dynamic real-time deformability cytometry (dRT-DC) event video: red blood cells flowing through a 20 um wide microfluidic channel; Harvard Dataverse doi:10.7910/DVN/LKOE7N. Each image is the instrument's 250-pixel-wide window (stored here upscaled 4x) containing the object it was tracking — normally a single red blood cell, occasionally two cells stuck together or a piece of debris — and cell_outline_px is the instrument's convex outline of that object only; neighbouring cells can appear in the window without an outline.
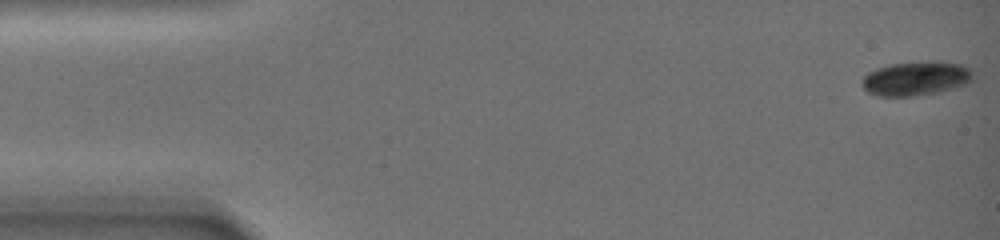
{"species": "common noctule bat (a hibernating species)", "species_latin": "Nyctalus noctula", "temperature_condition": "warm", "stored_images_in_passage": 99, "camera_frame_rate_fps": 3000, "um_per_image_px": 0.085, "animal": {"sex": "female", "body_mass_g": 19.0, "forearm_length_mm": 51.5}, "frame": {"image": 1, "passage_image": 1, "time_ms": 0.0, "image_size_px": [1000, 240], "cell_outline_px": [[972, 80], [964, 84], [940, 92], [908, 96], [880, 96], [868, 92], [860, 84], [860, 80], [868, 72], [876, 68], [892, 64], [960, 64], [968, 68], [972, 72]], "centroid_in_image_um": [77.76, 6.72], "position_along_channel_um": 7.2, "area_um2": 21.04}}
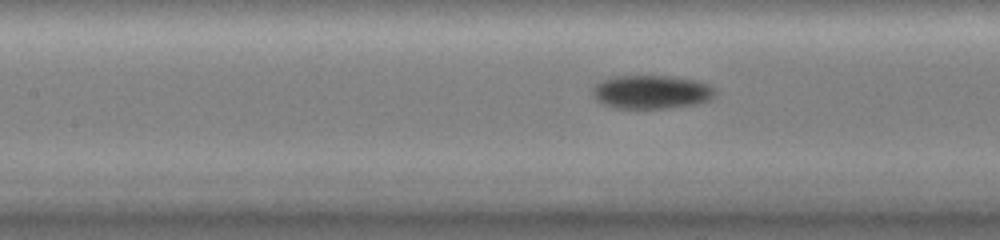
{"frame": {"image": 2, "passage_image": 42, "time_ms": 10.333, "image_size_px": [1000, 240], "cell_outline_px": [[712, 96], [708, 100], [696, 104], [668, 108], [616, 108], [604, 104], [596, 100], [592, 92], [592, 88], [596, 84], [612, 76], [672, 76], [696, 80], [708, 84], [712, 88]], "centroid_in_image_um": [55.32, 7.81], "position_along_channel_um": 152.1, "area_um2": 23.76}}
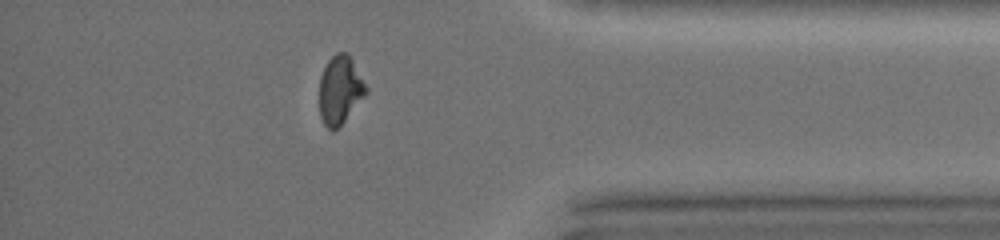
{"frame": {"image": 3, "passage_image": 82, "time_ms": 20.333, "image_size_px": [1000, 240], "cell_outline_px": [[368, 92], [344, 120], [332, 132], [324, 124], [320, 116], [320, 76], [328, 60], [336, 52], [344, 52], [352, 60], [368, 88]], "centroid_in_image_um": [28.89, 7.64], "position_along_channel_um": 406.3, "area_um2": 18.21}, "authors_computed_cell_mechanics": {"area_um2": 22.7732, "velocity_mm_per_s": 2.6677, "shape_relaxation_time_tau1_ms": null, "shape_relaxation_time_tau2_ms": 7.12, "deformation_change_tau1": null, "deformation_change_tau2": 0.0612}}